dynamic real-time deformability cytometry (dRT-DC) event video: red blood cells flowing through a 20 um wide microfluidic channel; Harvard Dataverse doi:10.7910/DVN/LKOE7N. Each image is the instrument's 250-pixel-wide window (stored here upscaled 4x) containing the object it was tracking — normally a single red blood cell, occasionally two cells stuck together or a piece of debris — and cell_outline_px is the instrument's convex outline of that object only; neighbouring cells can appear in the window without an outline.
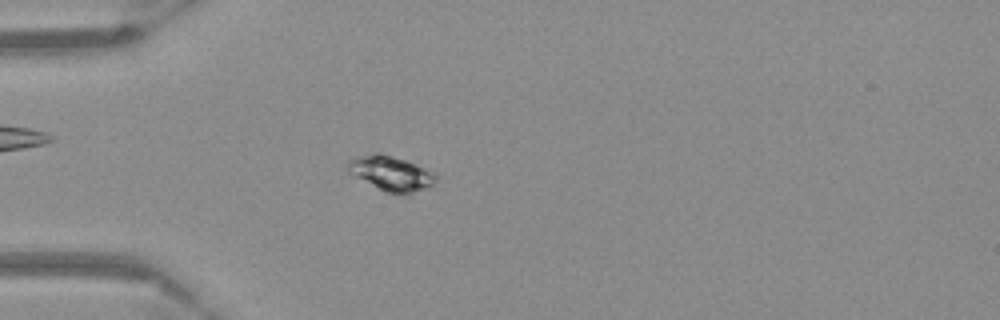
{"species": "Egyptian fruit bat (a non-hibernating species)", "species_latin": "Rousettus aegyptiacus", "temperature_condition": "warm", "stored_images_in_passage": 54, "camera_frame_rate_fps": 3000, "um_per_image_px": 0.085, "frame": {"image": 1, "passage_image": 16, "time_ms": 5.0, "image_size_px": [1000, 320], "cell_outline_px": [[436, 180], [432, 184], [424, 188], [412, 192], [388, 192], [352, 176], [348, 172], [348, 160], [356, 156], [376, 152], [380, 152], [416, 164], [436, 176]], "centroid_in_image_um": [33.14, 14.69], "position_along_channel_um": 51.9, "area_um2": 17.22}}
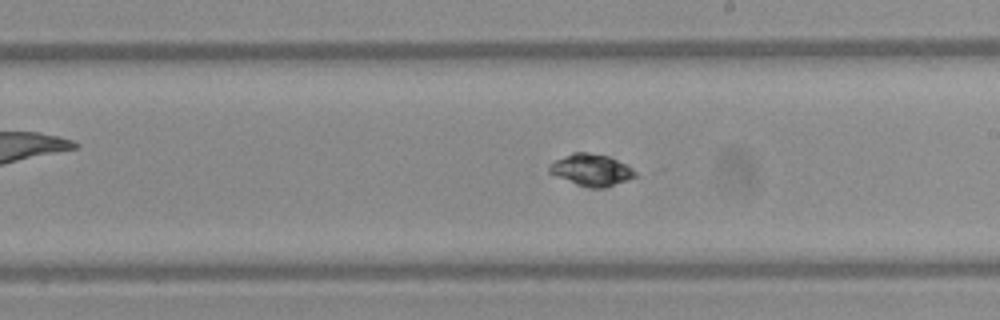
{"frame": {"image": 2, "passage_image": 32, "time_ms": 10.333, "image_size_px": [1000, 320], "cell_outline_px": [[636, 176], [604, 188], [588, 188], [576, 184], [548, 172], [548, 168], [556, 160], [572, 152], [584, 152], [608, 156], [628, 164], [636, 172]], "centroid_in_image_um": [50.28, 14.44], "position_along_channel_um": 238.7, "area_um2": 15.72}}
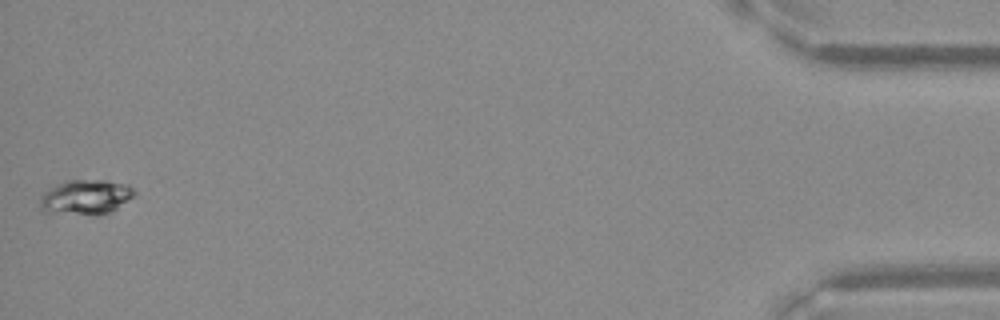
{"frame": {"image": 3, "passage_image": 54, "time_ms": 17.667, "image_size_px": [1000, 320], "cell_outline_px": [[136, 192], [132, 196], [116, 208], [108, 212], [40, 212], [40, 196], [48, 188], [64, 180], [100, 180], [128, 184]], "centroid_in_image_um": [7.22, 16.69], "position_along_channel_um": 428.0, "area_um2": 18.38}}